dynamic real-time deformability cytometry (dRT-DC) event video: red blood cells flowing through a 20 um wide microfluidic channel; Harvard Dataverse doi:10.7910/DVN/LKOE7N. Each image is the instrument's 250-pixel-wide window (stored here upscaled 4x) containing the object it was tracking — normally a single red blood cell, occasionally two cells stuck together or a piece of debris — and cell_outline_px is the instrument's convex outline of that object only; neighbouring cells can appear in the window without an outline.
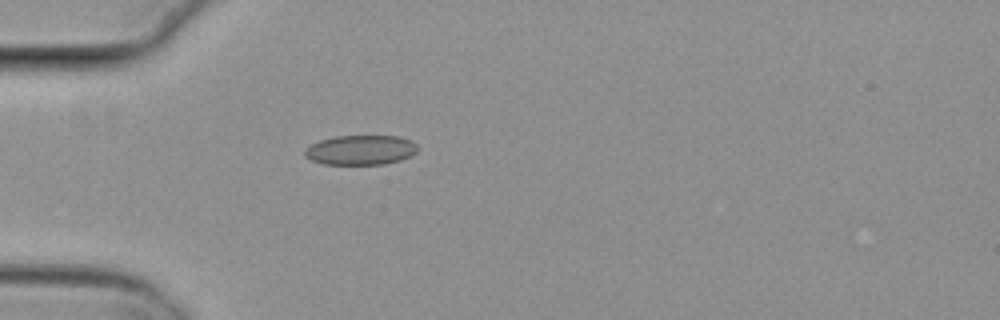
{"species": "common noctule bat (a hibernating species)", "species_latin": "Nyctalus noctula", "temperature_condition": "cold", "stored_images_in_passage": 3, "camera_frame_rate_fps": 3000, "um_per_image_px": 0.085, "animal": {"sex": "female", "body_mass_g": 29.2, "forearm_length_mm": 56.3}, "frame": {"image": 1, "passage_image": 3, "time_ms": 0.667, "image_size_px": [1000, 320], "cell_outline_px": [[420, 148], [416, 152], [400, 160], [384, 164], [324, 164], [312, 160], [304, 156], [304, 152], [312, 144], [320, 140], [336, 136], [396, 136], [412, 140]], "centroid_in_image_um": [30.68, 12.74], "position_along_channel_um": 54.3, "area_um2": 19.42}}